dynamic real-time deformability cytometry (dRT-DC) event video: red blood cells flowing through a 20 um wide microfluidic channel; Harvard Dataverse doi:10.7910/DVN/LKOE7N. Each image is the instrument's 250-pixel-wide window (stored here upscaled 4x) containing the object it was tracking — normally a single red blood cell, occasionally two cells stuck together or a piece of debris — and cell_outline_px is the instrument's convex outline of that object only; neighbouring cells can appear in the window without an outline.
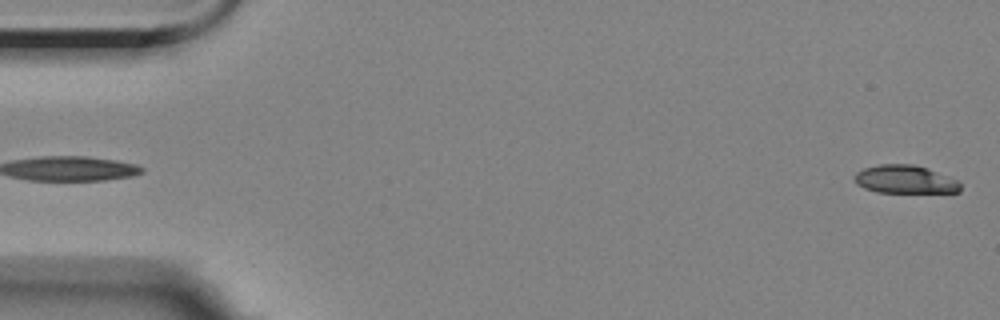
{"species": "Egyptian fruit bat (a non-hibernating species)", "species_latin": "Rousettus aegyptiacus", "temperature_condition": "room temperature", "stored_images_in_passage": 57, "camera_frame_rate_fps": 3000, "um_per_image_px": 0.085, "animal": {"sex": "female"}, "frame": {"image": 1, "passage_image": 1, "time_ms": 0.0, "image_size_px": [1000, 320], "cell_outline_px": [[960, 192], [876, 192], [864, 188], [856, 184], [856, 172], [864, 168], [880, 164], [912, 164], [960, 180]], "centroid_in_image_um": [76.93, 15.25], "position_along_channel_um": 8.1, "area_um2": 17.17}}
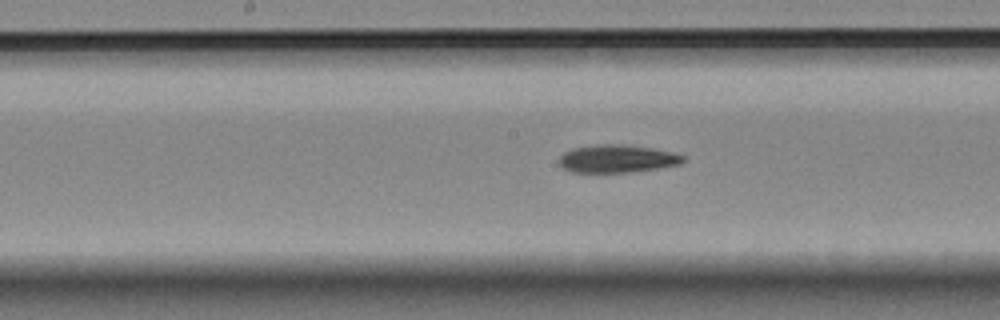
{"frame": {"image": 2, "passage_image": 28, "time_ms": 9.0, "image_size_px": [1000, 320], "cell_outline_px": [[684, 160], [680, 164], [660, 168], [628, 172], [572, 172], [564, 168], [560, 164], [560, 156], [564, 152], [572, 148], [600, 144], [620, 144], [652, 148], [676, 152], [684, 156]], "centroid_in_image_um": [52.49, 13.48], "position_along_channel_um": 195.7, "area_um2": 20.06}}
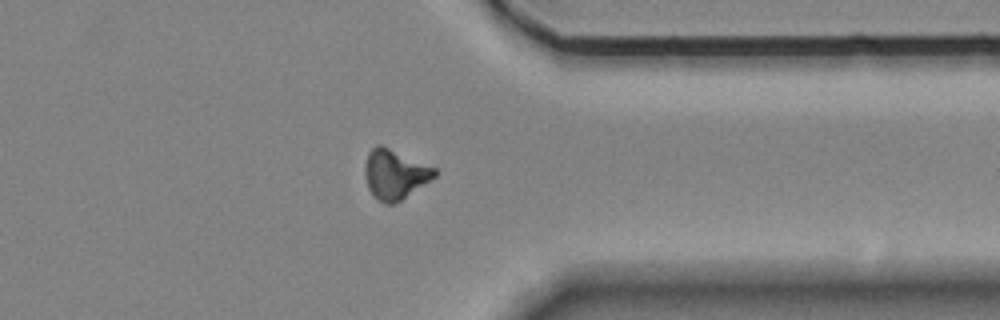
{"frame": {"image": 3, "passage_image": 44, "time_ms": 14.333, "image_size_px": [1000, 320], "cell_outline_px": [[440, 172], [436, 176], [400, 200], [392, 204], [384, 204], [376, 200], [372, 196], [368, 188], [364, 172], [364, 168], [368, 152], [376, 144], [380, 144], [436, 168]], "centroid_in_image_um": [33.54, 14.81], "position_along_channel_um": 377.9, "area_um2": 20.17}, "authors_computed_cell_mechanics": {"area_um2": 19.9988, "velocity_mm_per_s": 3.5217, "shape_relaxation_time_tau1_ms": 8.0944, "shape_relaxation_time_tau2_ms": null, "deformation_change_tau1": 0.1612, "deformation_change_tau2": null}}